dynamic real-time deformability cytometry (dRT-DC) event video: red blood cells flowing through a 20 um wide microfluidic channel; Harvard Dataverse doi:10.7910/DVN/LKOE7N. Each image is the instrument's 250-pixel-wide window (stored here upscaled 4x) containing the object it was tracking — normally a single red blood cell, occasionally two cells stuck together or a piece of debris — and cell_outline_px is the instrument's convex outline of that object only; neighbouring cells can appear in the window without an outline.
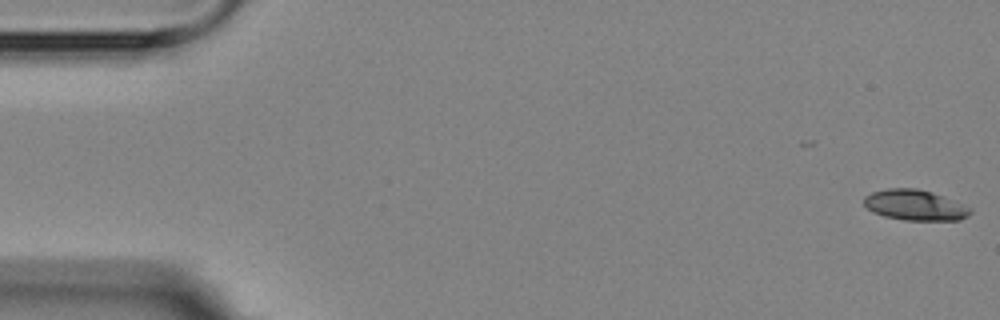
{"species": "Egyptian fruit bat (a non-hibernating species)", "species_latin": "Rousettus aegyptiacus", "temperature_condition": "room temperature", "stored_images_in_passage": 5, "camera_frame_rate_fps": 3000, "um_per_image_px": 0.085, "animal": {"sex": "female"}, "frame": {"image": 1, "passage_image": 1, "time_ms": 0.0, "image_size_px": [1000, 320], "cell_outline_px": [[972, 212], [968, 216], [960, 220], [904, 220], [884, 216], [872, 212], [864, 204], [864, 196], [872, 192], [888, 188], [916, 188], [932, 192], [944, 196], [972, 208]], "centroid_in_image_um": [77.78, 17.43], "position_along_channel_um": 7.2, "area_um2": 19.02}}
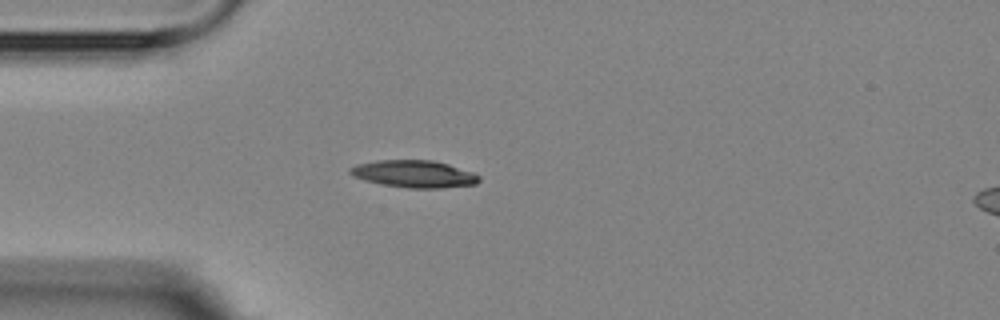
{"frame": {"image": 2, "passage_image": 5, "time_ms": 4.667, "image_size_px": [1000, 320], "cell_outline_px": [[480, 180], [476, 184], [440, 188], [408, 188], [380, 184], [364, 180], [352, 176], [348, 172], [348, 168], [356, 164], [376, 160], [432, 160], [448, 164], [472, 172], [480, 176]], "centroid_in_image_um": [35.15, 14.78], "position_along_channel_um": 49.8, "area_um2": 20.58}}